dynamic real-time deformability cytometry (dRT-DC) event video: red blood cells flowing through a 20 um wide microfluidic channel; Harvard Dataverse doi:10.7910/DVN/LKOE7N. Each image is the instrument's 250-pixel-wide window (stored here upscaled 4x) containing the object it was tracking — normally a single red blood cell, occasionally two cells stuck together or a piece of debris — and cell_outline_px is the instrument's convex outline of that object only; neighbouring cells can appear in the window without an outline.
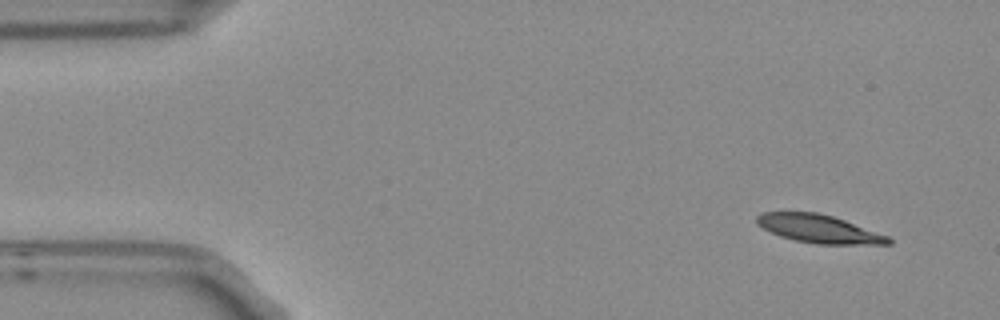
{"species": "Egyptian fruit bat (a non-hibernating species)", "species_latin": "Rousettus aegyptiacus", "temperature_condition": "room temperature", "stored_images_in_passage": 6, "camera_frame_rate_fps": 3000, "um_per_image_px": 0.085, "frame": {"image": 1, "passage_image": 1, "time_ms": 0.0, "image_size_px": [1000, 320], "cell_outline_px": [[892, 244], [816, 244], [796, 240], [780, 236], [756, 224], [756, 216], [764, 212], [816, 212], [832, 216], [844, 220], [888, 236], [892, 240]], "centroid_in_image_um": [69.6, 19.45], "position_along_channel_um": 15.4, "area_um2": 21.33}}